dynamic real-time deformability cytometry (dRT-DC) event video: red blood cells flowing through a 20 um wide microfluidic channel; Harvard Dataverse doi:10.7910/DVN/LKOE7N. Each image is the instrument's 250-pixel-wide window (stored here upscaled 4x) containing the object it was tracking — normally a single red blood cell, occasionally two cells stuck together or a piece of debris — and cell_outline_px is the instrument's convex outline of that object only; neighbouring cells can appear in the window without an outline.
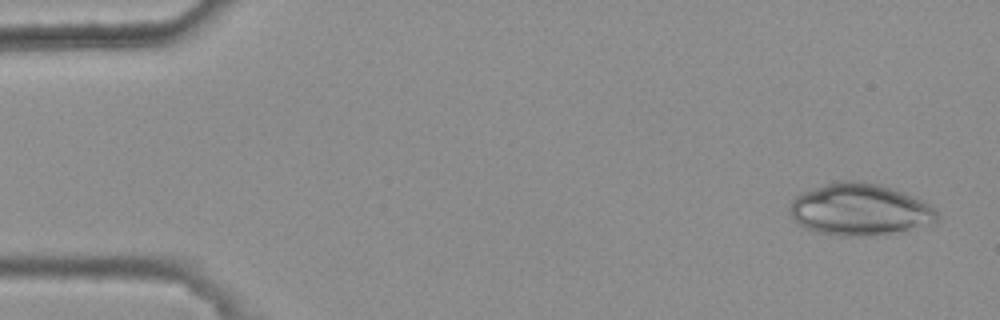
{"species": "common noctule bat (a hibernating species)", "species_latin": "Nyctalus noctula", "temperature_condition": "warm", "stored_images_in_passage": 5, "camera_frame_rate_fps": 3000, "um_per_image_px": 0.085, "animal": {"sex": "female", "body_mass_g": 25.1}, "frame": {"image": 1, "passage_image": 1, "time_ms": 0.0, "image_size_px": [1000, 320], "cell_outline_px": [[940, 220], [936, 224], [864, 236], [840, 236], [820, 232], [808, 228], [800, 224], [788, 212], [788, 208], [792, 200], [796, 196], [804, 192], [836, 180], [856, 180], [880, 184], [920, 200], [928, 204], [940, 216]], "centroid_in_image_um": [73.07, 17.8], "position_along_channel_um": 11.9, "area_um2": 43.93}}